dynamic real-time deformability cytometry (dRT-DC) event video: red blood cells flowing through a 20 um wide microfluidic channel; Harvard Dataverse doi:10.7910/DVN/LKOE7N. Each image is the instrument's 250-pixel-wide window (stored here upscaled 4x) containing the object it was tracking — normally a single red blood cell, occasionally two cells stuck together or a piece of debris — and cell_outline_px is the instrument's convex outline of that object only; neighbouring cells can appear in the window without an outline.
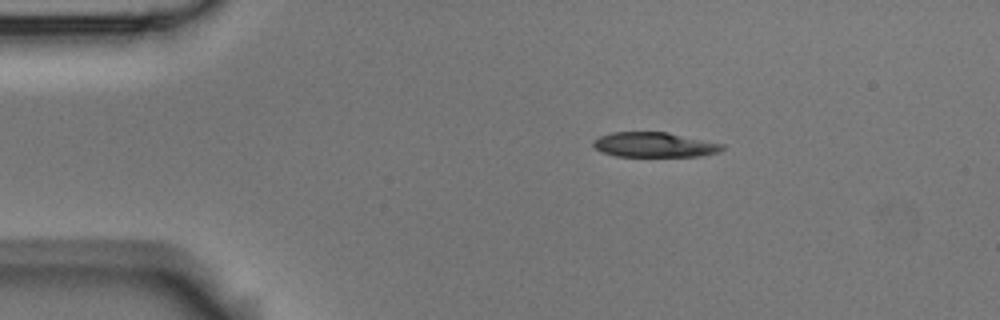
{"species": "Egyptian fruit bat (a non-hibernating species)", "species_latin": "Rousettus aegyptiacus", "temperature_condition": "room temperature", "stored_images_in_passage": 3, "camera_frame_rate_fps": 3000, "um_per_image_px": 0.085, "animal": {"sex": "male"}, "frame": {"image": 1, "passage_image": 2, "time_ms": 0.333, "image_size_px": [1000, 320], "cell_outline_px": [[724, 148], [720, 152], [700, 156], [616, 156], [600, 152], [592, 144], [592, 140], [600, 136], [612, 132], [668, 132], [724, 144]], "centroid_in_image_um": [55.61, 12.3], "position_along_channel_um": 29.4, "area_um2": 18.79}}